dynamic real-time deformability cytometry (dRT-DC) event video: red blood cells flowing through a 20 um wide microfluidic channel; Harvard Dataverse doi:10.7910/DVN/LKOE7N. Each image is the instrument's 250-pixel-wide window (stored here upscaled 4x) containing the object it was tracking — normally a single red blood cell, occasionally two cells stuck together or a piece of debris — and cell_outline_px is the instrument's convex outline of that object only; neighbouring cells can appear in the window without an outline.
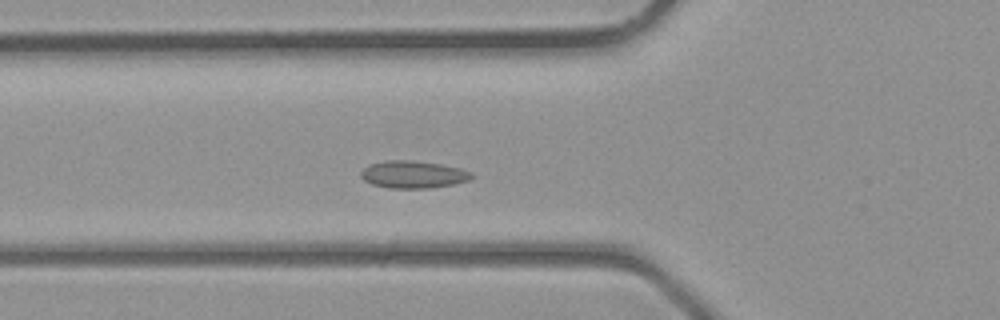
{"species": "common noctule bat (a hibernating species)", "species_latin": "Nyctalus noctula", "temperature_condition": "room temperature", "stored_images_in_passage": 37, "camera_frame_rate_fps": 3000, "um_per_image_px": 0.085, "animal": {"sex": "male", "body_mass_g": 23.1, "forearm_length_mm": 52.7}, "frame": {"image": 1, "passage_image": 11, "time_ms": 3.333, "image_size_px": [1000, 320], "cell_outline_px": [[476, 176], [468, 180], [452, 184], [432, 188], [388, 188], [372, 184], [364, 180], [360, 176], [360, 172], [368, 164], [388, 160], [412, 160], [440, 164], [460, 168], [472, 172]], "centroid_in_image_um": [35.12, 14.83], "position_along_channel_um": 90.7, "area_um2": 17.74}}
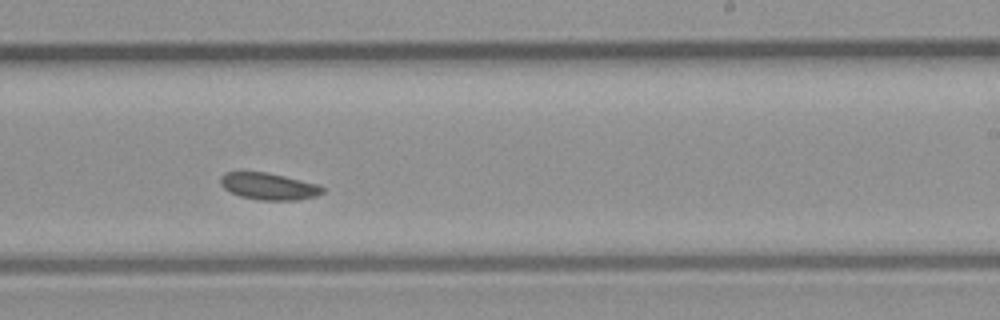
{"frame": {"image": 2, "passage_image": 21, "time_ms": 6.667, "image_size_px": [1000, 320], "cell_outline_px": [[324, 192], [316, 196], [296, 200], [260, 200], [240, 196], [224, 188], [220, 184], [220, 176], [228, 172], [268, 172], [320, 184], [324, 188]], "centroid_in_image_um": [22.88, 15.83], "position_along_channel_um": 266.1, "area_um2": 16.01}}
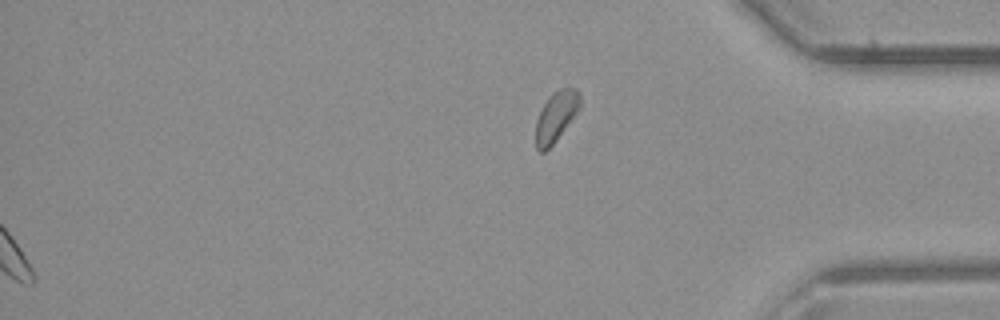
{"frame": {"image": 3, "passage_image": 37, "time_ms": 12.0, "image_size_px": [1000, 320], "cell_outline_px": [[580, 108], [556, 140], [544, 152], [540, 152], [536, 148], [536, 120], [544, 104], [552, 92], [560, 88], [576, 88], [580, 92]], "centroid_in_image_um": [47.27, 9.88], "position_along_channel_um": 387.9, "area_um2": 12.77}}